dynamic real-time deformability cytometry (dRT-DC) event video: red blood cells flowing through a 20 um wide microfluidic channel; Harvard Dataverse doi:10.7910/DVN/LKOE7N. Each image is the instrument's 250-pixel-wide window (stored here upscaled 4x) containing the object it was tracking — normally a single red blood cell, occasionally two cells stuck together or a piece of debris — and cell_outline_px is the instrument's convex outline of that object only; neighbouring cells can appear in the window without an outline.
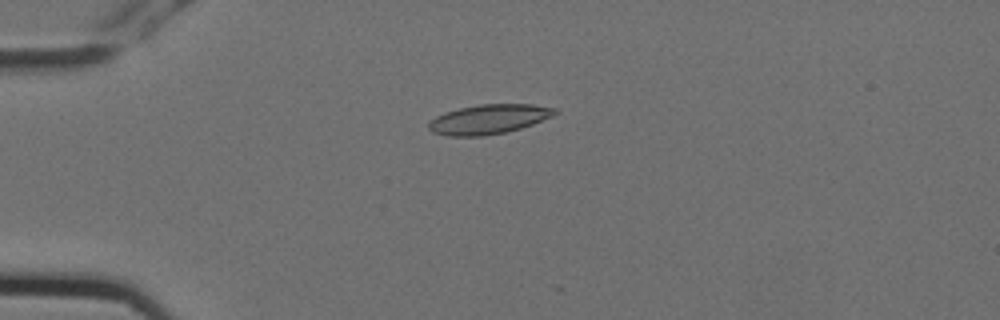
{"species": "Egyptian fruit bat (a non-hibernating species)", "species_latin": "Rousettus aegyptiacus", "temperature_condition": "cold", "stored_images_in_passage": 7, "camera_frame_rate_fps": 3000, "um_per_image_px": 0.085, "animal": {"sex": "female"}, "frame": {"image": 1, "passage_image": 5, "time_ms": 1.333, "image_size_px": [1000, 320], "cell_outline_px": [[560, 112], [552, 116], [532, 124], [520, 128], [504, 132], [484, 136], [448, 136], [432, 132], [428, 128], [428, 120], [444, 112], [460, 108], [480, 104], [532, 104], [556, 108]], "centroid_in_image_um": [41.52, 10.13], "position_along_channel_um": 43.5, "area_um2": 21.79}}
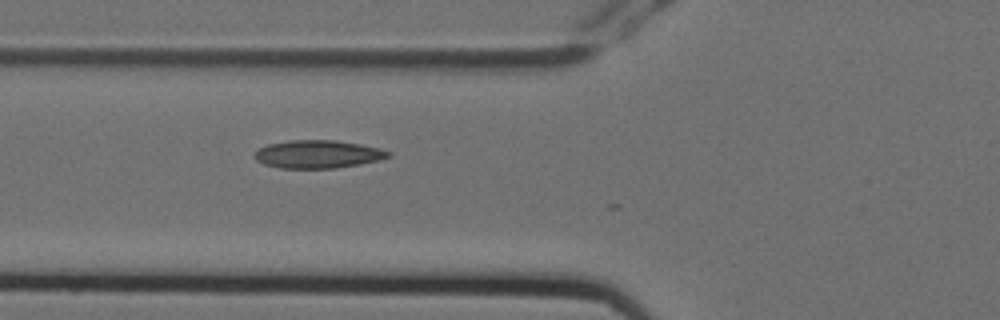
{"frame": {"image": 2, "passage_image": 7, "time_ms": 2.0, "image_size_px": [1000, 320], "cell_outline_px": [[392, 156], [380, 160], [360, 164], [336, 168], [280, 168], [264, 164], [256, 160], [252, 156], [260, 148], [268, 144], [288, 140], [336, 140], [360, 144], [380, 148], [392, 152]], "centroid_in_image_um": [27.04, 13.1], "position_along_channel_um": 98.8, "area_um2": 21.96}}